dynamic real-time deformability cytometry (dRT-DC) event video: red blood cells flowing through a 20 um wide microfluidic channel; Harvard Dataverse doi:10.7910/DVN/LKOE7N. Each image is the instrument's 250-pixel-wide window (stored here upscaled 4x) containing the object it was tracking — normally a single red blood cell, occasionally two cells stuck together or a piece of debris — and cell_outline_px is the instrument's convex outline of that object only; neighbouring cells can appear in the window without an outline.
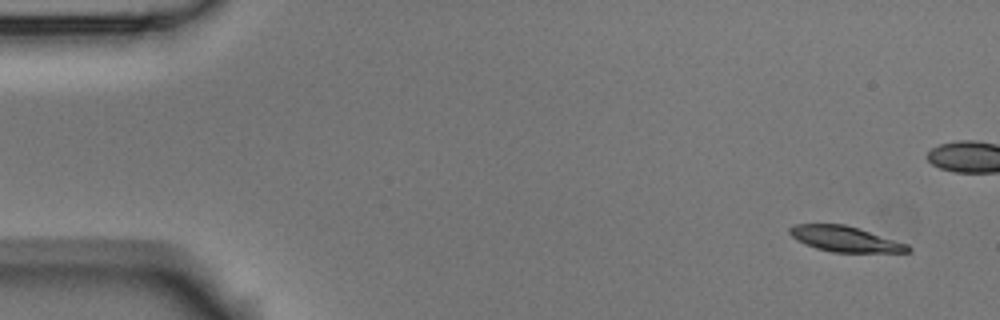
{"species": "Egyptian fruit bat (a non-hibernating species)", "species_latin": "Rousettus aegyptiacus", "temperature_condition": "room temperature", "stored_images_in_passage": 7, "camera_frame_rate_fps": 3000, "um_per_image_px": 0.085, "animal": {"sex": "male"}, "frame": {"image": 1, "passage_image": 1, "time_ms": 0.0, "image_size_px": [1000, 320], "cell_outline_px": [[912, 252], [832, 252], [816, 248], [804, 244], [796, 240], [788, 232], [788, 228], [792, 224], [844, 224], [860, 228], [908, 244], [912, 248]], "centroid_in_image_um": [71.83, 20.31], "position_along_channel_um": 13.2, "area_um2": 17.74}}
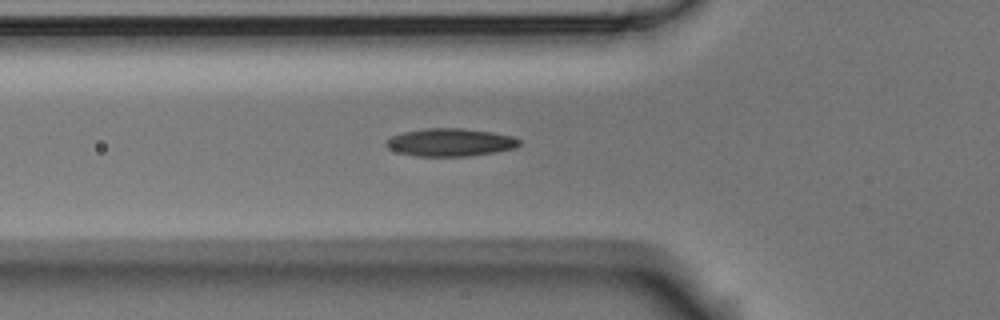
{"frame": {"image": 2, "passage_image": 7, "time_ms": 7.0, "image_size_px": [1000, 320], "cell_outline_px": [[520, 144], [516, 148], [496, 152], [468, 156], [416, 156], [400, 152], [388, 148], [384, 144], [392, 136], [404, 132], [428, 128], [460, 128], [492, 132], [512, 136], [520, 140]], "centroid_in_image_um": [38.31, 12.1], "position_along_channel_um": 87.5, "area_um2": 21.44}}